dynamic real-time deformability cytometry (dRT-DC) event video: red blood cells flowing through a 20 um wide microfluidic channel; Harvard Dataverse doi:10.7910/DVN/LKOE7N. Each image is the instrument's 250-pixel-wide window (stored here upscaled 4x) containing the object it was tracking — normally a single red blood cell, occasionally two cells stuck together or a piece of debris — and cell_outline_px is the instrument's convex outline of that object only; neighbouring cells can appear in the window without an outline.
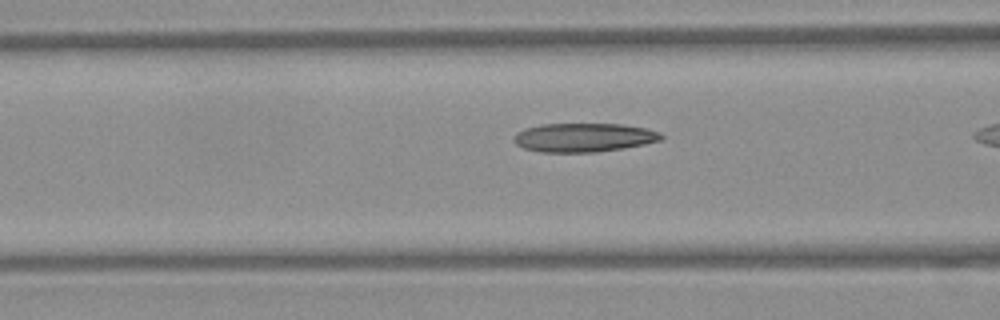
{"species": "Egyptian fruit bat (a non-hibernating species)", "species_latin": "Rousettus aegyptiacus", "temperature_condition": "warm", "stored_images_in_passage": 15, "camera_frame_rate_fps": 3000, "um_per_image_px": 0.085, "frame": {"image": 1, "passage_image": 13, "time_ms": 4.0, "image_size_px": [1000, 320], "cell_outline_px": [[664, 140], [624, 148], [596, 152], [540, 152], [524, 148], [516, 144], [512, 140], [512, 136], [516, 132], [524, 128], [540, 124], [620, 124], [644, 128], [660, 132], [664, 136]], "centroid_in_image_um": [49.59, 11.69], "position_along_channel_um": 117.0, "area_um2": 24.97}}